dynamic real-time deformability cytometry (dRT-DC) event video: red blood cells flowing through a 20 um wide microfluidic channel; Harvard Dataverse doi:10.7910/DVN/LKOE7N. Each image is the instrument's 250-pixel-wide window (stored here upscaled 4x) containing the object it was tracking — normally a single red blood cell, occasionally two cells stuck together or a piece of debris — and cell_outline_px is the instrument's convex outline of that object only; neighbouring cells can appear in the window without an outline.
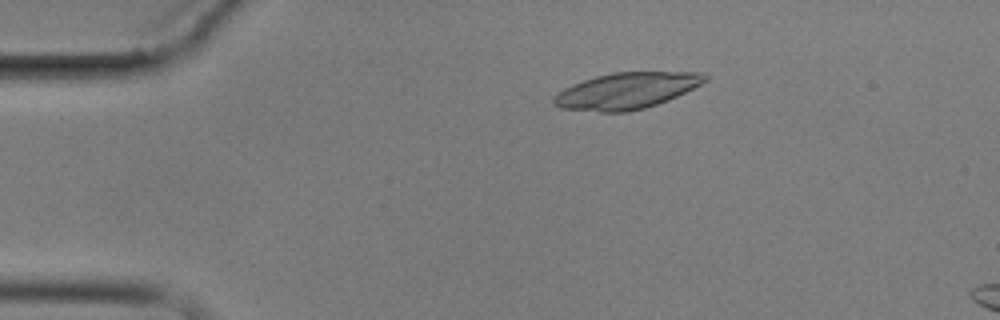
{"species": "common noctule bat (a hibernating species)", "species_latin": "Nyctalus noctula", "temperature_condition": "cold", "stored_images_in_passage": 4, "camera_frame_rate_fps": 3000, "um_per_image_px": 0.085, "animal": {"sex": "male", "body_mass_g": 17.9}, "frame": {"image": 1, "passage_image": 2, "time_ms": 1.333, "image_size_px": [1000, 320], "cell_outline_px": [[708, 80], [668, 100], [644, 108], [628, 112], [600, 112], [560, 108], [552, 104], [552, 100], [564, 88], [572, 84], [596, 76], [612, 72], [708, 72]], "centroid_in_image_um": [53.26, 7.71], "position_along_channel_um": 31.7, "area_um2": 31.85}}